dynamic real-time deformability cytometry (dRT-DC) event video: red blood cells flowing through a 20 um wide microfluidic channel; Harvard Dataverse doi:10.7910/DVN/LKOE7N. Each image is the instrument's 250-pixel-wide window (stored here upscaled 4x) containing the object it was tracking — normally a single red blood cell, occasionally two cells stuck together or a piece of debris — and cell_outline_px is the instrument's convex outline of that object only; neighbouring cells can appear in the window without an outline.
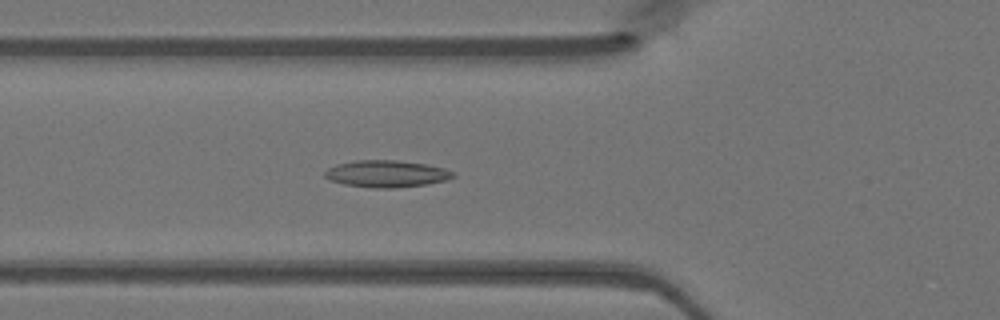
{"species": "Egyptian fruit bat (a non-hibernating species)", "species_latin": "Rousettus aegyptiacus", "temperature_condition": "warm", "stored_images_in_passage": 48, "camera_frame_rate_fps": 3000, "um_per_image_px": 0.085, "animal": {"sex": "female"}, "frame": {"image": 1, "passage_image": 17, "time_ms": 5.333, "image_size_px": [1000, 320], "cell_outline_px": [[456, 176], [448, 180], [428, 184], [396, 188], [372, 188], [344, 184], [332, 180], [324, 176], [324, 172], [328, 168], [336, 164], [356, 160], [396, 160], [424, 164], [444, 168], [456, 172]], "centroid_in_image_um": [32.89, 14.77], "position_along_channel_um": 92.9, "area_um2": 20.23}}
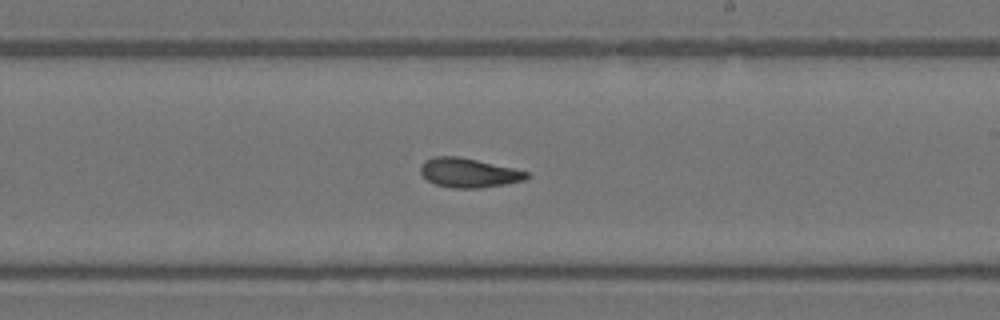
{"frame": {"image": 2, "passage_image": 28, "time_ms": 9.0, "image_size_px": [1000, 320], "cell_outline_px": [[528, 176], [524, 180], [504, 184], [480, 188], [452, 188], [436, 184], [428, 180], [420, 172], [420, 164], [424, 160], [432, 156], [456, 156], [476, 160], [512, 168], [528, 172]], "centroid_in_image_um": [39.78, 14.68], "position_along_channel_um": 249.2, "area_um2": 17.92}}
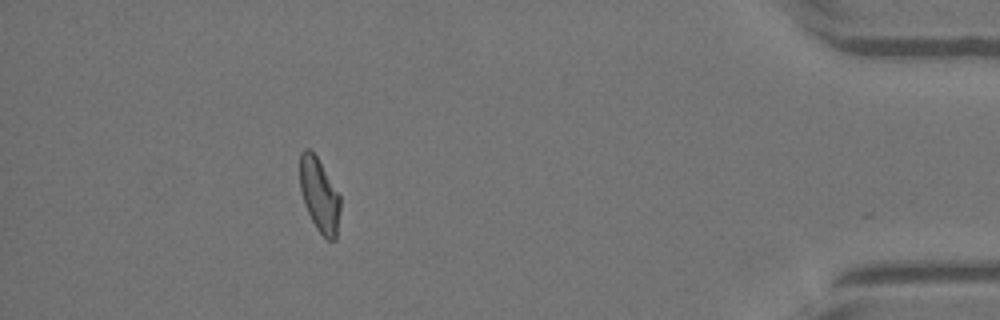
{"frame": {"image": 3, "passage_image": 43, "time_ms": 14.0, "image_size_px": [1000, 320], "cell_outline_px": [[340, 212], [336, 240], [328, 240], [316, 228], [304, 204], [300, 188], [300, 152], [304, 148], [308, 148], [316, 156], [340, 196]], "centroid_in_image_um": [27.14, 16.59], "position_along_channel_um": 408.1, "area_um2": 17.17}}